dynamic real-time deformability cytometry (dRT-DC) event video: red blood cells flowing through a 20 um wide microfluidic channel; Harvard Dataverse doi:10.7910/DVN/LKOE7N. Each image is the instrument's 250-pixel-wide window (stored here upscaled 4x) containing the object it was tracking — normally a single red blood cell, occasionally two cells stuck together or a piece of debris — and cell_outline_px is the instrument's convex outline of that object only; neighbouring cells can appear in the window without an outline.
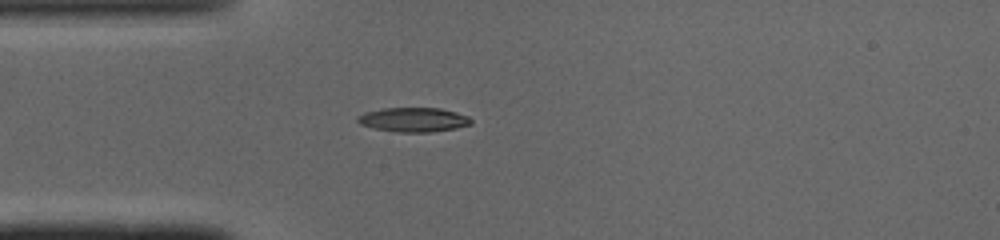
{"species": "common noctule bat (a hibernating species)", "species_latin": "Nyctalus noctula", "temperature_condition": "cold", "stored_images_in_passage": 37, "camera_frame_rate_fps": 3000, "um_per_image_px": 0.085, "animal": {"sex": "male", "body_mass_g": 19.0, "forearm_length_mm": 50.8}, "frame": {"image": 1, "passage_image": 1, "time_ms": 0.0, "image_size_px": [1000, 240], "cell_outline_px": [[472, 124], [456, 128], [428, 132], [396, 132], [372, 128], [360, 124], [356, 120], [356, 116], [364, 112], [384, 108], [440, 108], [456, 112], [468, 116], [472, 120]], "centroid_in_image_um": [35.12, 10.17], "position_along_channel_um": 49.9, "area_um2": 16.18}}
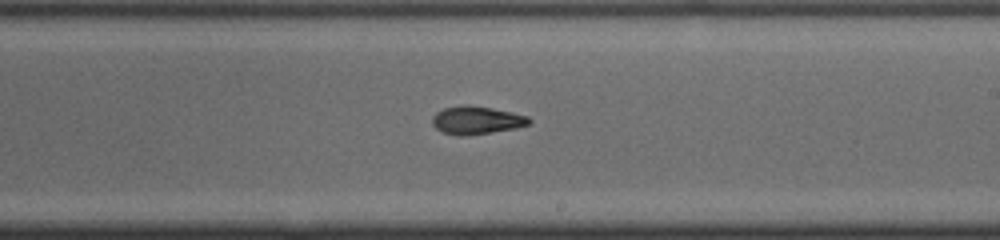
{"frame": {"image": 2, "passage_image": 16, "time_ms": 5.0, "image_size_px": [1000, 240], "cell_outline_px": [[532, 120], [528, 124], [516, 128], [460, 136], [444, 132], [436, 128], [432, 124], [432, 116], [436, 112], [444, 108], [464, 104], [468, 104], [492, 108], [512, 112], [528, 116]], "centroid_in_image_um": [40.49, 10.19], "position_along_channel_um": 248.5, "area_um2": 15.66}}
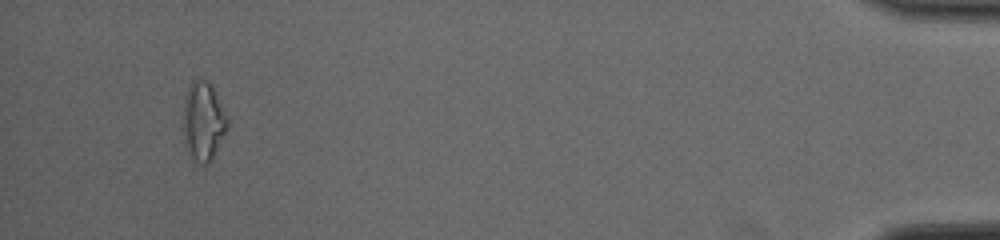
{"frame": {"image": 3, "passage_image": 34, "time_ms": 11.0, "image_size_px": [1000, 240], "cell_outline_px": [[228, 128], [212, 160], [204, 164], [200, 164], [192, 156], [188, 148], [184, 136], [184, 100], [188, 84], [192, 80], [208, 80], [212, 84], [228, 120]], "centroid_in_image_um": [17.3, 10.26], "position_along_channel_um": 417.9, "area_um2": 20.06}, "authors_computed_cell_mechanics": {"area_um2": 15.895, "velocity_mm_per_s": 4.1245, "shape_relaxation_time_tau1_ms": null, "shape_relaxation_time_tau2_ms": 3.1928, "deformation_change_tau1": null, "deformation_change_tau2": 0.0911}}